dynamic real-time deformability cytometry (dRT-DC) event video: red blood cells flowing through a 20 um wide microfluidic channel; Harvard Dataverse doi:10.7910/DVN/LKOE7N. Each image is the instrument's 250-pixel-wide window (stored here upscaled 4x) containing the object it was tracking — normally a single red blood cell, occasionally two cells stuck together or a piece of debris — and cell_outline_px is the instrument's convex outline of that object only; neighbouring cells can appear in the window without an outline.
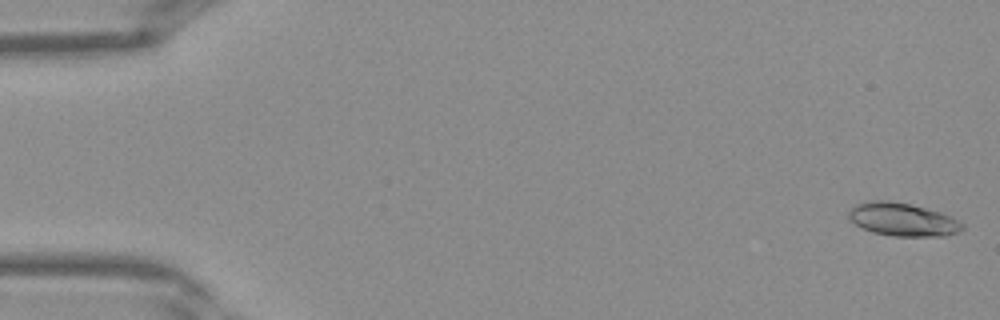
{"species": "Egyptian fruit bat (a non-hibernating species)", "species_latin": "Rousettus aegyptiacus", "temperature_condition": "warm", "stored_images_in_passage": 14, "camera_frame_rate_fps": 3000, "um_per_image_px": 0.085, "frame": {"image": 1, "passage_image": 1, "time_ms": 0.0, "image_size_px": [1000, 320], "cell_outline_px": [[964, 228], [960, 232], [944, 236], [892, 236], [872, 232], [856, 224], [848, 216], [848, 212], [856, 204], [872, 200], [888, 200], [908, 204], [940, 212], [964, 224]], "centroid_in_image_um": [76.73, 18.66], "position_along_channel_um": 8.3, "area_um2": 21.68}}
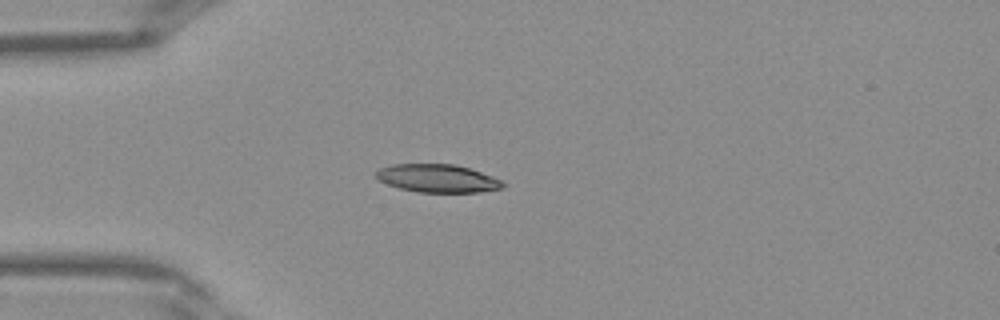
{"frame": {"image": 2, "passage_image": 11, "time_ms": 3.333, "image_size_px": [1000, 320], "cell_outline_px": [[508, 184], [504, 188], [480, 192], [420, 192], [400, 188], [388, 184], [380, 180], [376, 176], [376, 172], [380, 168], [392, 164], [456, 164], [492, 176]], "centroid_in_image_um": [37.23, 15.16], "position_along_channel_um": 47.8, "area_um2": 20.63}}
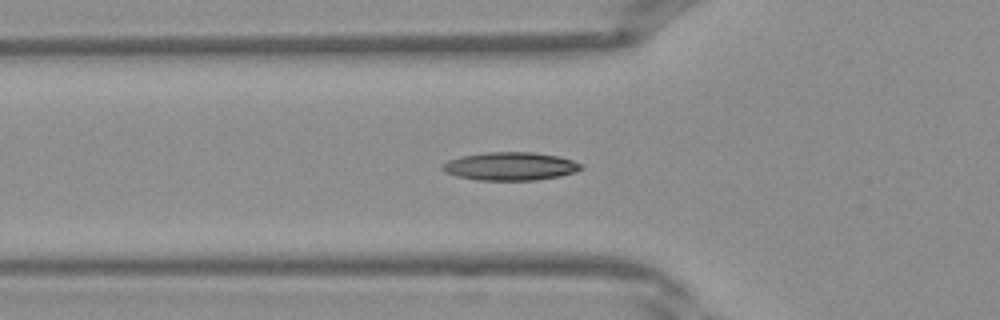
{"frame": {"image": 3, "passage_image": 14, "time_ms": 4.333, "image_size_px": [1000, 320], "cell_outline_px": [[580, 168], [576, 172], [560, 176], [536, 180], [476, 180], [456, 176], [444, 172], [440, 168], [448, 160], [460, 156], [484, 152], [532, 152], [556, 156], [572, 160], [580, 164]], "centroid_in_image_um": [43.31, 14.13], "position_along_channel_um": 82.5, "area_um2": 22.72}}